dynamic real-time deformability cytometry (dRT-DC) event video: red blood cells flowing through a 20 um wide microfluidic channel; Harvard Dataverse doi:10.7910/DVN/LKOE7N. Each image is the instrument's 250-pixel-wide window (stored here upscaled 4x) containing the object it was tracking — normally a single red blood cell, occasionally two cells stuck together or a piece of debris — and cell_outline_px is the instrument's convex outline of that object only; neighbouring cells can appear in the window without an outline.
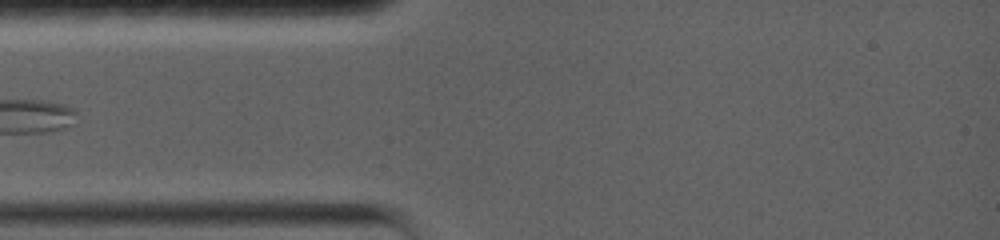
{"species": "common noctule bat (a hibernating species)", "species_latin": "Nyctalus noctula", "temperature_condition": "warm", "stored_images_in_passage": 1, "camera_frame_rate_fps": 5000, "um_per_image_px": 0.085, "animal": {"sex": "female", "body_mass_g": 19.0, "forearm_length_mm": 56.7}, "frame": {"image": 1, "passage_image": 1, "time_ms": 0.0, "image_size_px": [1000, 240], "cell_outline_px": [[608, 172], [604, 188], [600, 200], [540, 184], [540, 176], [556, 164]], "centroid_in_image_um": [48.94, 15.33], "position_along_channel_um": 36.1, "area_um2": 11.27}}